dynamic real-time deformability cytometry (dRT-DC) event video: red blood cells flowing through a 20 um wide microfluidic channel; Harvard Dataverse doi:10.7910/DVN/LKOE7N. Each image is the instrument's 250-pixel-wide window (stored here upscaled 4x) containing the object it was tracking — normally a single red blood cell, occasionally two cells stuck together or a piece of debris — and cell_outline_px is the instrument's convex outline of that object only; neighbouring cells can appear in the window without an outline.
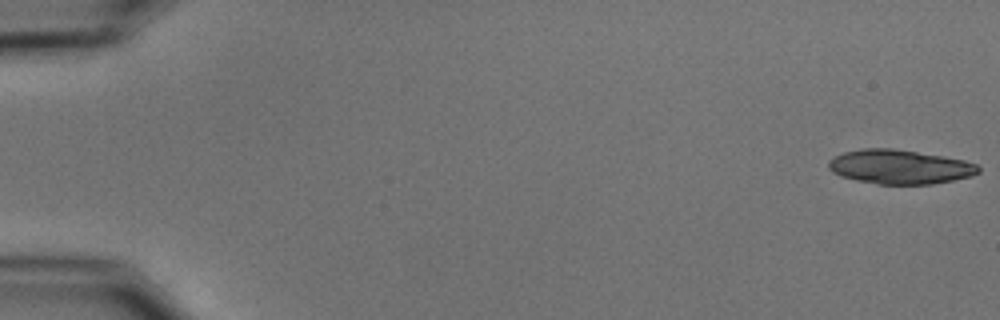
{"species": "common noctule bat (a hibernating species)", "species_latin": "Nyctalus noctula", "temperature_condition": "cold", "stored_images_in_passage": 21, "camera_frame_rate_fps": 3000, "um_per_image_px": 0.085, "animal": {"sex": "male", "body_mass_g": 15.6}, "frame": {"image": 1, "passage_image": 1, "time_ms": 0.0, "image_size_px": [1000, 320], "cell_outline_px": [[980, 172], [972, 176], [932, 184], [876, 184], [856, 180], [840, 176], [832, 172], [828, 168], [828, 160], [844, 152], [864, 148], [892, 148], [944, 156], [964, 160], [976, 164], [980, 168]], "centroid_in_image_um": [76.47, 14.18], "position_along_channel_um": 8.5, "area_um2": 29.94}}